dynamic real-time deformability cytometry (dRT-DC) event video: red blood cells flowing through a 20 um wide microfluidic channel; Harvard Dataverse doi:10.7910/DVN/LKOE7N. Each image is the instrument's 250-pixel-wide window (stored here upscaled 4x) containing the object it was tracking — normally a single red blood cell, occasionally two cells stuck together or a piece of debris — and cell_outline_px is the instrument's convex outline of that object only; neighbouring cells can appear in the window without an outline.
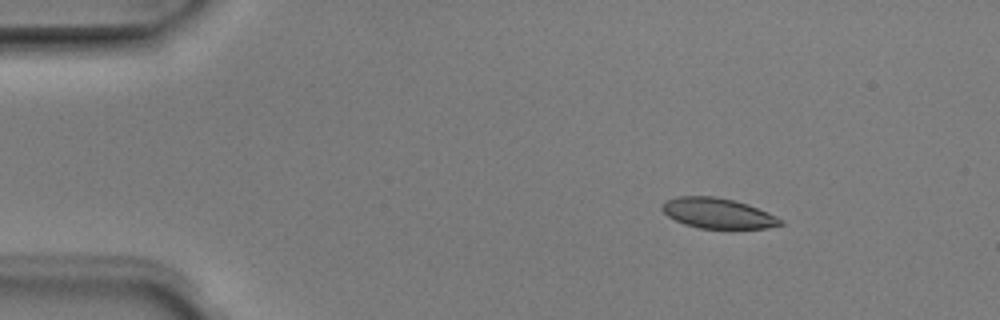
{"species": "Egyptian fruit bat (a non-hibernating species)", "species_latin": "Rousettus aegyptiacus", "temperature_condition": "room temperature", "stored_images_in_passage": 4, "camera_frame_rate_fps": 3000, "um_per_image_px": 0.085, "animal": {"sex": "male"}, "frame": {"image": 1, "passage_image": 2, "time_ms": 0.333, "image_size_px": [1000, 320], "cell_outline_px": [[784, 224], [768, 228], [700, 228], [684, 224], [668, 216], [660, 208], [660, 204], [676, 196], [712, 196], [732, 200], [748, 204], [768, 212], [784, 220]], "centroid_in_image_um": [61.02, 18.12], "position_along_channel_um": 24.0, "area_um2": 20.87}}